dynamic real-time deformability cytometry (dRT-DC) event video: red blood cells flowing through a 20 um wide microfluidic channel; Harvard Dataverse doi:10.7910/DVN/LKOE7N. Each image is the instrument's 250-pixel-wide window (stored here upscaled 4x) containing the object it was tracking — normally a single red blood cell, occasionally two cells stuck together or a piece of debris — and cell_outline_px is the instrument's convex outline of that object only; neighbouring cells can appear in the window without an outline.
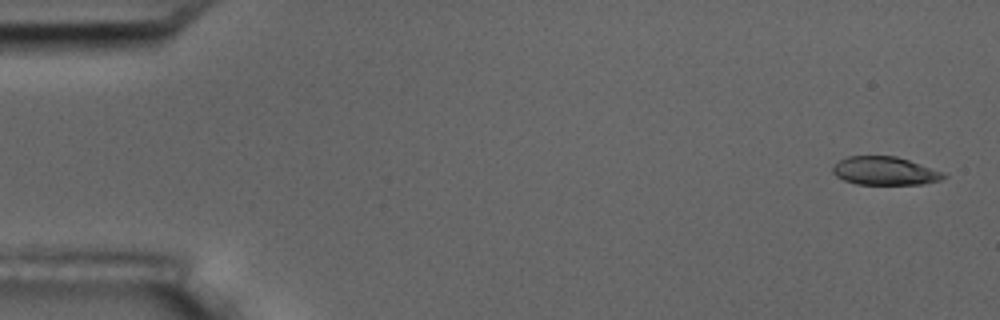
{"species": "common noctule bat (a hibernating species)", "species_latin": "Nyctalus noctula", "temperature_condition": "room temperature", "stored_images_in_passage": 5, "camera_frame_rate_fps": 3000, "um_per_image_px": 0.085, "animal": {"sex": "male", "body_mass_g": 17.5, "forearm_length_mm": 52.3}, "frame": {"image": 1, "passage_image": 1, "time_ms": 0.0, "image_size_px": [1000, 320], "cell_outline_px": [[948, 176], [940, 180], [920, 184], [856, 184], [844, 180], [836, 176], [832, 172], [832, 168], [840, 160], [848, 156], [896, 156], [944, 172]], "centroid_in_image_um": [75.21, 14.53], "position_along_channel_um": 9.8, "area_um2": 18.15}}
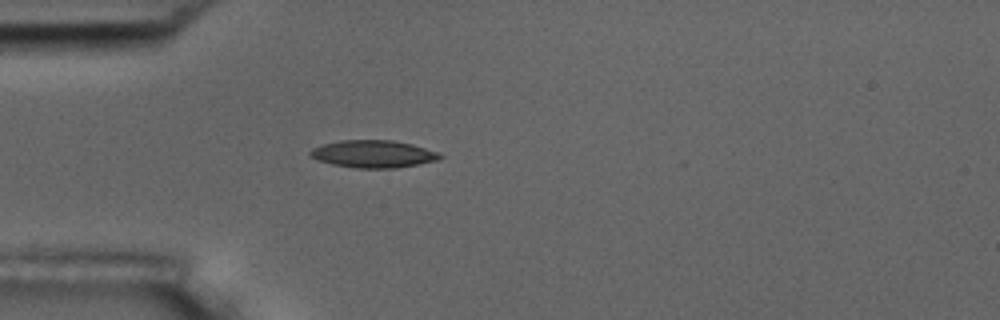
{"frame": {"image": 2, "passage_image": 5, "time_ms": 1.333, "image_size_px": [1000, 320], "cell_outline_px": [[444, 156], [436, 160], [396, 168], [356, 168], [332, 164], [320, 160], [312, 156], [308, 152], [312, 148], [324, 144], [340, 140], [392, 140], [412, 144], [440, 152]], "centroid_in_image_um": [31.75, 13.08], "position_along_channel_um": 53.2, "area_um2": 20.58}}